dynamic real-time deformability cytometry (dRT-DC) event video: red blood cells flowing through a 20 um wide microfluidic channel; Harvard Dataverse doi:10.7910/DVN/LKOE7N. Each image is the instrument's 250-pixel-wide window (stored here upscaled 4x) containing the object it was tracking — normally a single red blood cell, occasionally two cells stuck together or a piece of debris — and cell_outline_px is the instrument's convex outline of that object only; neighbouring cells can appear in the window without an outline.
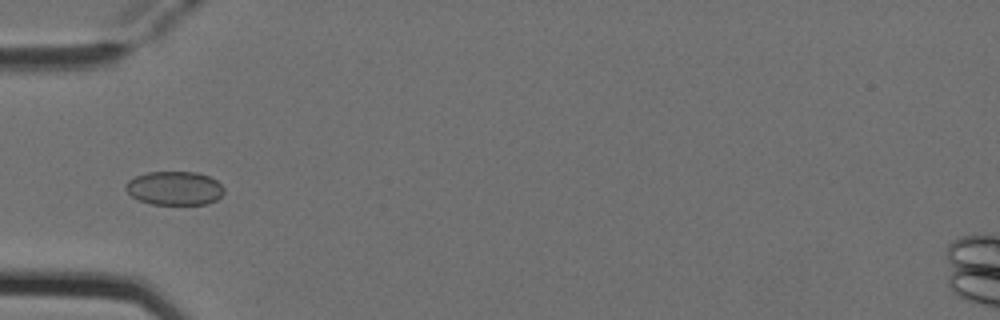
{"species": "Egyptian fruit bat (a non-hibernating species)", "species_latin": "Rousettus aegyptiacus", "temperature_condition": "cold", "stored_images_in_passage": 3, "camera_frame_rate_fps": 3000, "um_per_image_px": 0.085, "animal": {"sex": "female"}, "frame": {"image": 1, "passage_image": 3, "time_ms": 0.667, "image_size_px": [1000, 320], "cell_outline_px": [[224, 192], [216, 200], [208, 204], [152, 204], [140, 200], [132, 196], [124, 188], [124, 184], [128, 180], [136, 176], [148, 172], [196, 172], [208, 176], [216, 180], [224, 188]], "centroid_in_image_um": [14.83, 15.99], "position_along_channel_um": 70.2, "area_um2": 19.31}}